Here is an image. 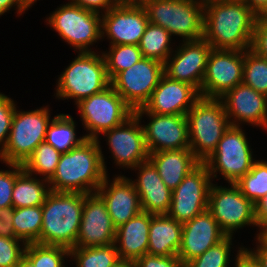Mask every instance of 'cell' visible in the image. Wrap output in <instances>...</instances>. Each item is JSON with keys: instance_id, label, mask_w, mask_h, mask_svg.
Masks as SVG:
<instances>
[{"instance_id": "obj_48", "label": "cell", "mask_w": 267, "mask_h": 267, "mask_svg": "<svg viewBox=\"0 0 267 267\" xmlns=\"http://www.w3.org/2000/svg\"><path fill=\"white\" fill-rule=\"evenodd\" d=\"M256 225L259 233L267 227V194L255 204Z\"/></svg>"}, {"instance_id": "obj_19", "label": "cell", "mask_w": 267, "mask_h": 267, "mask_svg": "<svg viewBox=\"0 0 267 267\" xmlns=\"http://www.w3.org/2000/svg\"><path fill=\"white\" fill-rule=\"evenodd\" d=\"M116 228L105 202L97 193L84 198L77 241L73 248L105 246L115 243Z\"/></svg>"}, {"instance_id": "obj_11", "label": "cell", "mask_w": 267, "mask_h": 267, "mask_svg": "<svg viewBox=\"0 0 267 267\" xmlns=\"http://www.w3.org/2000/svg\"><path fill=\"white\" fill-rule=\"evenodd\" d=\"M229 188L213 184L209 190L208 208L220 229L233 236L234 231L246 225L256 226L254 203L247 199L235 183Z\"/></svg>"}, {"instance_id": "obj_30", "label": "cell", "mask_w": 267, "mask_h": 267, "mask_svg": "<svg viewBox=\"0 0 267 267\" xmlns=\"http://www.w3.org/2000/svg\"><path fill=\"white\" fill-rule=\"evenodd\" d=\"M171 38V34L163 27L148 23L138 44L142 56L164 64L173 53Z\"/></svg>"}, {"instance_id": "obj_37", "label": "cell", "mask_w": 267, "mask_h": 267, "mask_svg": "<svg viewBox=\"0 0 267 267\" xmlns=\"http://www.w3.org/2000/svg\"><path fill=\"white\" fill-rule=\"evenodd\" d=\"M242 83L267 95V58L251 49L245 50Z\"/></svg>"}, {"instance_id": "obj_40", "label": "cell", "mask_w": 267, "mask_h": 267, "mask_svg": "<svg viewBox=\"0 0 267 267\" xmlns=\"http://www.w3.org/2000/svg\"><path fill=\"white\" fill-rule=\"evenodd\" d=\"M11 170H0V208L13 206L12 191L16 177L24 170L20 164H6Z\"/></svg>"}, {"instance_id": "obj_16", "label": "cell", "mask_w": 267, "mask_h": 267, "mask_svg": "<svg viewBox=\"0 0 267 267\" xmlns=\"http://www.w3.org/2000/svg\"><path fill=\"white\" fill-rule=\"evenodd\" d=\"M181 44L165 61L164 75L169 79L187 83L200 93L212 47L203 38L183 41Z\"/></svg>"}, {"instance_id": "obj_6", "label": "cell", "mask_w": 267, "mask_h": 267, "mask_svg": "<svg viewBox=\"0 0 267 267\" xmlns=\"http://www.w3.org/2000/svg\"><path fill=\"white\" fill-rule=\"evenodd\" d=\"M110 85L103 54L79 52L78 56L60 74L57 82L58 99H74L75 105L82 99L103 91Z\"/></svg>"}, {"instance_id": "obj_12", "label": "cell", "mask_w": 267, "mask_h": 267, "mask_svg": "<svg viewBox=\"0 0 267 267\" xmlns=\"http://www.w3.org/2000/svg\"><path fill=\"white\" fill-rule=\"evenodd\" d=\"M163 75V63L142 57L136 64L116 74L110 85L135 110L150 99Z\"/></svg>"}, {"instance_id": "obj_46", "label": "cell", "mask_w": 267, "mask_h": 267, "mask_svg": "<svg viewBox=\"0 0 267 267\" xmlns=\"http://www.w3.org/2000/svg\"><path fill=\"white\" fill-rule=\"evenodd\" d=\"M234 267H262L258 260L245 247L238 248Z\"/></svg>"}, {"instance_id": "obj_53", "label": "cell", "mask_w": 267, "mask_h": 267, "mask_svg": "<svg viewBox=\"0 0 267 267\" xmlns=\"http://www.w3.org/2000/svg\"><path fill=\"white\" fill-rule=\"evenodd\" d=\"M146 0H118L120 3H125V4H142Z\"/></svg>"}, {"instance_id": "obj_44", "label": "cell", "mask_w": 267, "mask_h": 267, "mask_svg": "<svg viewBox=\"0 0 267 267\" xmlns=\"http://www.w3.org/2000/svg\"><path fill=\"white\" fill-rule=\"evenodd\" d=\"M70 3L98 14H101L100 10L103 9L104 13L102 14H105L119 2L118 0H71Z\"/></svg>"}, {"instance_id": "obj_22", "label": "cell", "mask_w": 267, "mask_h": 267, "mask_svg": "<svg viewBox=\"0 0 267 267\" xmlns=\"http://www.w3.org/2000/svg\"><path fill=\"white\" fill-rule=\"evenodd\" d=\"M226 236L211 213L205 210L182 224V242L177 256L185 265Z\"/></svg>"}, {"instance_id": "obj_49", "label": "cell", "mask_w": 267, "mask_h": 267, "mask_svg": "<svg viewBox=\"0 0 267 267\" xmlns=\"http://www.w3.org/2000/svg\"><path fill=\"white\" fill-rule=\"evenodd\" d=\"M243 2L257 16H267V0H243Z\"/></svg>"}, {"instance_id": "obj_15", "label": "cell", "mask_w": 267, "mask_h": 267, "mask_svg": "<svg viewBox=\"0 0 267 267\" xmlns=\"http://www.w3.org/2000/svg\"><path fill=\"white\" fill-rule=\"evenodd\" d=\"M141 119L145 114L150 122L143 126L145 144L149 153L158 151L189 149V131L186 115H168L144 112L142 108L134 110Z\"/></svg>"}, {"instance_id": "obj_39", "label": "cell", "mask_w": 267, "mask_h": 267, "mask_svg": "<svg viewBox=\"0 0 267 267\" xmlns=\"http://www.w3.org/2000/svg\"><path fill=\"white\" fill-rule=\"evenodd\" d=\"M26 245L18 238L0 237V267H16L24 256Z\"/></svg>"}, {"instance_id": "obj_4", "label": "cell", "mask_w": 267, "mask_h": 267, "mask_svg": "<svg viewBox=\"0 0 267 267\" xmlns=\"http://www.w3.org/2000/svg\"><path fill=\"white\" fill-rule=\"evenodd\" d=\"M189 149L203 163L217 148L230 123L220 99L200 97L186 114Z\"/></svg>"}, {"instance_id": "obj_28", "label": "cell", "mask_w": 267, "mask_h": 267, "mask_svg": "<svg viewBox=\"0 0 267 267\" xmlns=\"http://www.w3.org/2000/svg\"><path fill=\"white\" fill-rule=\"evenodd\" d=\"M40 178L42 180L34 178L32 174L27 173L25 170L16 177L12 191L14 208L43 205L51 189L48 180Z\"/></svg>"}, {"instance_id": "obj_54", "label": "cell", "mask_w": 267, "mask_h": 267, "mask_svg": "<svg viewBox=\"0 0 267 267\" xmlns=\"http://www.w3.org/2000/svg\"><path fill=\"white\" fill-rule=\"evenodd\" d=\"M204 2H239L243 0H203Z\"/></svg>"}, {"instance_id": "obj_18", "label": "cell", "mask_w": 267, "mask_h": 267, "mask_svg": "<svg viewBox=\"0 0 267 267\" xmlns=\"http://www.w3.org/2000/svg\"><path fill=\"white\" fill-rule=\"evenodd\" d=\"M141 119L135 114L123 124L103 132L114 163L123 168H135L139 163L148 160L149 152Z\"/></svg>"}, {"instance_id": "obj_23", "label": "cell", "mask_w": 267, "mask_h": 267, "mask_svg": "<svg viewBox=\"0 0 267 267\" xmlns=\"http://www.w3.org/2000/svg\"><path fill=\"white\" fill-rule=\"evenodd\" d=\"M96 193L105 202L115 228L142 211L139 194L130 178L124 175L116 176L111 183L107 175Z\"/></svg>"}, {"instance_id": "obj_10", "label": "cell", "mask_w": 267, "mask_h": 267, "mask_svg": "<svg viewBox=\"0 0 267 267\" xmlns=\"http://www.w3.org/2000/svg\"><path fill=\"white\" fill-rule=\"evenodd\" d=\"M46 20L63 41L79 52H93L90 45L102 38L101 15L70 2L57 8Z\"/></svg>"}, {"instance_id": "obj_8", "label": "cell", "mask_w": 267, "mask_h": 267, "mask_svg": "<svg viewBox=\"0 0 267 267\" xmlns=\"http://www.w3.org/2000/svg\"><path fill=\"white\" fill-rule=\"evenodd\" d=\"M86 139H98L100 134L123 124L134 114V110L109 85L103 91L82 99L76 104Z\"/></svg>"}, {"instance_id": "obj_21", "label": "cell", "mask_w": 267, "mask_h": 267, "mask_svg": "<svg viewBox=\"0 0 267 267\" xmlns=\"http://www.w3.org/2000/svg\"><path fill=\"white\" fill-rule=\"evenodd\" d=\"M199 98L200 94L193 86L163 75L141 108L149 113L186 115Z\"/></svg>"}, {"instance_id": "obj_24", "label": "cell", "mask_w": 267, "mask_h": 267, "mask_svg": "<svg viewBox=\"0 0 267 267\" xmlns=\"http://www.w3.org/2000/svg\"><path fill=\"white\" fill-rule=\"evenodd\" d=\"M132 170H139L137 179L131 182L139 194L142 211L150 214H167L172 200V190L162 181L157 169L148 159Z\"/></svg>"}, {"instance_id": "obj_27", "label": "cell", "mask_w": 267, "mask_h": 267, "mask_svg": "<svg viewBox=\"0 0 267 267\" xmlns=\"http://www.w3.org/2000/svg\"><path fill=\"white\" fill-rule=\"evenodd\" d=\"M181 242V223L167 214H151L147 254L177 256Z\"/></svg>"}, {"instance_id": "obj_9", "label": "cell", "mask_w": 267, "mask_h": 267, "mask_svg": "<svg viewBox=\"0 0 267 267\" xmlns=\"http://www.w3.org/2000/svg\"><path fill=\"white\" fill-rule=\"evenodd\" d=\"M240 126H229L216 150L203 162L212 178L219 172L227 183H236L250 171L254 162L252 149ZM216 173V174H215Z\"/></svg>"}, {"instance_id": "obj_45", "label": "cell", "mask_w": 267, "mask_h": 267, "mask_svg": "<svg viewBox=\"0 0 267 267\" xmlns=\"http://www.w3.org/2000/svg\"><path fill=\"white\" fill-rule=\"evenodd\" d=\"M14 207L0 208V237L17 238L13 224Z\"/></svg>"}, {"instance_id": "obj_43", "label": "cell", "mask_w": 267, "mask_h": 267, "mask_svg": "<svg viewBox=\"0 0 267 267\" xmlns=\"http://www.w3.org/2000/svg\"><path fill=\"white\" fill-rule=\"evenodd\" d=\"M135 267H184L178 256L145 254L134 262Z\"/></svg>"}, {"instance_id": "obj_33", "label": "cell", "mask_w": 267, "mask_h": 267, "mask_svg": "<svg viewBox=\"0 0 267 267\" xmlns=\"http://www.w3.org/2000/svg\"><path fill=\"white\" fill-rule=\"evenodd\" d=\"M60 156L61 153L57 149L43 142L36 147L22 166L27 173L42 175L49 181L56 172Z\"/></svg>"}, {"instance_id": "obj_26", "label": "cell", "mask_w": 267, "mask_h": 267, "mask_svg": "<svg viewBox=\"0 0 267 267\" xmlns=\"http://www.w3.org/2000/svg\"><path fill=\"white\" fill-rule=\"evenodd\" d=\"M148 159L157 169L164 184L171 190L201 163L190 149L149 153Z\"/></svg>"}, {"instance_id": "obj_52", "label": "cell", "mask_w": 267, "mask_h": 267, "mask_svg": "<svg viewBox=\"0 0 267 267\" xmlns=\"http://www.w3.org/2000/svg\"><path fill=\"white\" fill-rule=\"evenodd\" d=\"M18 4L26 11L28 10L34 2L37 0H17Z\"/></svg>"}, {"instance_id": "obj_5", "label": "cell", "mask_w": 267, "mask_h": 267, "mask_svg": "<svg viewBox=\"0 0 267 267\" xmlns=\"http://www.w3.org/2000/svg\"><path fill=\"white\" fill-rule=\"evenodd\" d=\"M149 23L161 26L182 41L203 38V0H146L141 4Z\"/></svg>"}, {"instance_id": "obj_17", "label": "cell", "mask_w": 267, "mask_h": 267, "mask_svg": "<svg viewBox=\"0 0 267 267\" xmlns=\"http://www.w3.org/2000/svg\"><path fill=\"white\" fill-rule=\"evenodd\" d=\"M101 15L102 37L106 36L111 41L110 46L138 45L149 23L146 11L141 4L119 2L114 8Z\"/></svg>"}, {"instance_id": "obj_2", "label": "cell", "mask_w": 267, "mask_h": 267, "mask_svg": "<svg viewBox=\"0 0 267 267\" xmlns=\"http://www.w3.org/2000/svg\"><path fill=\"white\" fill-rule=\"evenodd\" d=\"M99 139H86L61 153L57 169L48 181L51 191L96 193L107 176Z\"/></svg>"}, {"instance_id": "obj_56", "label": "cell", "mask_w": 267, "mask_h": 267, "mask_svg": "<svg viewBox=\"0 0 267 267\" xmlns=\"http://www.w3.org/2000/svg\"><path fill=\"white\" fill-rule=\"evenodd\" d=\"M261 233L267 238V227L262 230Z\"/></svg>"}, {"instance_id": "obj_36", "label": "cell", "mask_w": 267, "mask_h": 267, "mask_svg": "<svg viewBox=\"0 0 267 267\" xmlns=\"http://www.w3.org/2000/svg\"><path fill=\"white\" fill-rule=\"evenodd\" d=\"M24 255L35 267H66L64 258L70 256V250L61 246L28 243Z\"/></svg>"}, {"instance_id": "obj_41", "label": "cell", "mask_w": 267, "mask_h": 267, "mask_svg": "<svg viewBox=\"0 0 267 267\" xmlns=\"http://www.w3.org/2000/svg\"><path fill=\"white\" fill-rule=\"evenodd\" d=\"M15 110L16 104L13 99L0 93V152L8 141Z\"/></svg>"}, {"instance_id": "obj_3", "label": "cell", "mask_w": 267, "mask_h": 267, "mask_svg": "<svg viewBox=\"0 0 267 267\" xmlns=\"http://www.w3.org/2000/svg\"><path fill=\"white\" fill-rule=\"evenodd\" d=\"M86 195L50 191L42 205L40 244L69 250L75 246Z\"/></svg>"}, {"instance_id": "obj_13", "label": "cell", "mask_w": 267, "mask_h": 267, "mask_svg": "<svg viewBox=\"0 0 267 267\" xmlns=\"http://www.w3.org/2000/svg\"><path fill=\"white\" fill-rule=\"evenodd\" d=\"M211 185L208 167L200 163L172 190L171 206L167 215L184 224L207 210Z\"/></svg>"}, {"instance_id": "obj_38", "label": "cell", "mask_w": 267, "mask_h": 267, "mask_svg": "<svg viewBox=\"0 0 267 267\" xmlns=\"http://www.w3.org/2000/svg\"><path fill=\"white\" fill-rule=\"evenodd\" d=\"M231 245L232 236H226L203 254L187 262L184 267H229L230 262H232L229 259Z\"/></svg>"}, {"instance_id": "obj_51", "label": "cell", "mask_w": 267, "mask_h": 267, "mask_svg": "<svg viewBox=\"0 0 267 267\" xmlns=\"http://www.w3.org/2000/svg\"><path fill=\"white\" fill-rule=\"evenodd\" d=\"M16 267H35V265L24 255Z\"/></svg>"}, {"instance_id": "obj_35", "label": "cell", "mask_w": 267, "mask_h": 267, "mask_svg": "<svg viewBox=\"0 0 267 267\" xmlns=\"http://www.w3.org/2000/svg\"><path fill=\"white\" fill-rule=\"evenodd\" d=\"M109 48V51L102 52V54L110 80L116 74L136 64L143 57L138 45L122 44Z\"/></svg>"}, {"instance_id": "obj_20", "label": "cell", "mask_w": 267, "mask_h": 267, "mask_svg": "<svg viewBox=\"0 0 267 267\" xmlns=\"http://www.w3.org/2000/svg\"><path fill=\"white\" fill-rule=\"evenodd\" d=\"M219 99L231 126L247 123L267 129V95L240 83Z\"/></svg>"}, {"instance_id": "obj_50", "label": "cell", "mask_w": 267, "mask_h": 267, "mask_svg": "<svg viewBox=\"0 0 267 267\" xmlns=\"http://www.w3.org/2000/svg\"><path fill=\"white\" fill-rule=\"evenodd\" d=\"M17 6V7H15ZM12 7H15V10L18 9L16 12L18 15H22L25 11L19 4L17 0H0V16L3 15L5 12L10 11Z\"/></svg>"}, {"instance_id": "obj_42", "label": "cell", "mask_w": 267, "mask_h": 267, "mask_svg": "<svg viewBox=\"0 0 267 267\" xmlns=\"http://www.w3.org/2000/svg\"><path fill=\"white\" fill-rule=\"evenodd\" d=\"M251 50L267 58V16H258L256 19Z\"/></svg>"}, {"instance_id": "obj_7", "label": "cell", "mask_w": 267, "mask_h": 267, "mask_svg": "<svg viewBox=\"0 0 267 267\" xmlns=\"http://www.w3.org/2000/svg\"><path fill=\"white\" fill-rule=\"evenodd\" d=\"M49 108L14 112L8 141L0 152V161L5 164H20L32 155L36 147L45 142L51 122Z\"/></svg>"}, {"instance_id": "obj_25", "label": "cell", "mask_w": 267, "mask_h": 267, "mask_svg": "<svg viewBox=\"0 0 267 267\" xmlns=\"http://www.w3.org/2000/svg\"><path fill=\"white\" fill-rule=\"evenodd\" d=\"M151 214L141 211L116 228L115 246L122 262L134 263L147 254Z\"/></svg>"}, {"instance_id": "obj_32", "label": "cell", "mask_w": 267, "mask_h": 267, "mask_svg": "<svg viewBox=\"0 0 267 267\" xmlns=\"http://www.w3.org/2000/svg\"><path fill=\"white\" fill-rule=\"evenodd\" d=\"M13 224L18 239L28 243H40L42 205L14 208Z\"/></svg>"}, {"instance_id": "obj_47", "label": "cell", "mask_w": 267, "mask_h": 267, "mask_svg": "<svg viewBox=\"0 0 267 267\" xmlns=\"http://www.w3.org/2000/svg\"><path fill=\"white\" fill-rule=\"evenodd\" d=\"M257 247L248 250L261 264L262 267H267V238L260 232L256 236Z\"/></svg>"}, {"instance_id": "obj_55", "label": "cell", "mask_w": 267, "mask_h": 267, "mask_svg": "<svg viewBox=\"0 0 267 267\" xmlns=\"http://www.w3.org/2000/svg\"><path fill=\"white\" fill-rule=\"evenodd\" d=\"M117 267H135V265L132 262H122Z\"/></svg>"}, {"instance_id": "obj_1", "label": "cell", "mask_w": 267, "mask_h": 267, "mask_svg": "<svg viewBox=\"0 0 267 267\" xmlns=\"http://www.w3.org/2000/svg\"><path fill=\"white\" fill-rule=\"evenodd\" d=\"M257 15L243 2H204L203 39L213 49H251Z\"/></svg>"}, {"instance_id": "obj_34", "label": "cell", "mask_w": 267, "mask_h": 267, "mask_svg": "<svg viewBox=\"0 0 267 267\" xmlns=\"http://www.w3.org/2000/svg\"><path fill=\"white\" fill-rule=\"evenodd\" d=\"M235 184L255 204L267 194V161L256 160L250 171Z\"/></svg>"}, {"instance_id": "obj_31", "label": "cell", "mask_w": 267, "mask_h": 267, "mask_svg": "<svg viewBox=\"0 0 267 267\" xmlns=\"http://www.w3.org/2000/svg\"><path fill=\"white\" fill-rule=\"evenodd\" d=\"M70 257L76 267H117L122 263L115 243L105 246H93L70 249Z\"/></svg>"}, {"instance_id": "obj_29", "label": "cell", "mask_w": 267, "mask_h": 267, "mask_svg": "<svg viewBox=\"0 0 267 267\" xmlns=\"http://www.w3.org/2000/svg\"><path fill=\"white\" fill-rule=\"evenodd\" d=\"M76 122L69 114H57L49 123L45 142L52 145L60 153H66L80 145L85 136L76 137Z\"/></svg>"}, {"instance_id": "obj_14", "label": "cell", "mask_w": 267, "mask_h": 267, "mask_svg": "<svg viewBox=\"0 0 267 267\" xmlns=\"http://www.w3.org/2000/svg\"><path fill=\"white\" fill-rule=\"evenodd\" d=\"M244 51L211 50L202 80L200 97L219 99L242 83Z\"/></svg>"}]
</instances>
